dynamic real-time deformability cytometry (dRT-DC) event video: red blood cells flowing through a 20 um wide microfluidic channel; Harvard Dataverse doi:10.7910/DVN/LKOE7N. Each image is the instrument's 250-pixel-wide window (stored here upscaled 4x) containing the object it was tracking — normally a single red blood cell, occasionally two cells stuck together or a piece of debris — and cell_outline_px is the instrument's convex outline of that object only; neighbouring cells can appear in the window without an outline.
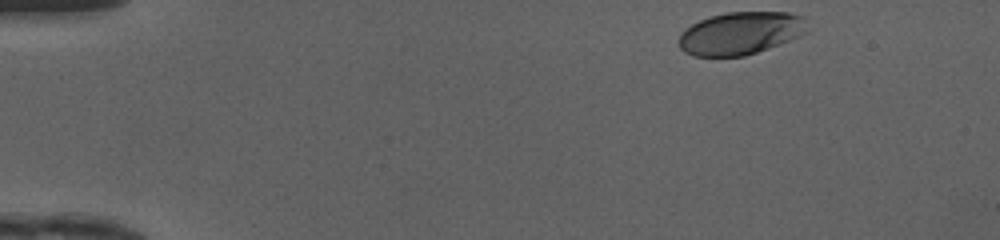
{"species": "human", "species_latin": "Homo sapiens", "temperature_condition": "cold", "stored_images_in_passage": 37, "camera_frame_rate_fps": 3000, "um_per_image_px": 0.085, "donor": {"sex": "female"}, "frame": {"image": 1, "passage_image": 1, "time_ms": 0.0, "image_size_px": [1000, 240], "cell_outline_px": [[808, 32], [800, 36], [768, 48], [744, 56], [692, 56], [684, 52], [680, 48], [676, 40], [680, 32], [684, 28], [700, 20], [712, 16], [728, 12], [788, 12], [804, 16]], "centroid_in_image_um": [62.91, 2.82], "position_along_channel_um": 22.1, "area_um2": 32.19}}
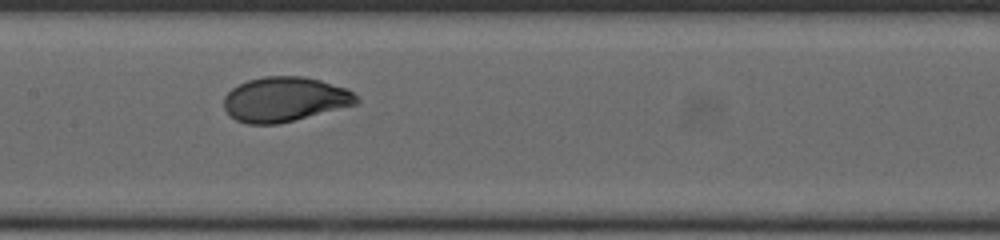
{"frame": {"image": 2, "passage_image": 20, "time_ms": 6.333, "image_size_px": [1000, 240], "cell_outline_px": [[360, 100], [356, 104], [276, 124], [248, 124], [236, 120], [224, 108], [224, 96], [232, 88], [248, 80], [264, 76], [304, 76], [320, 80], [348, 88]], "centroid_in_image_um": [24.2, 8.42], "position_along_channel_um": 183.2, "area_um2": 34.22}}
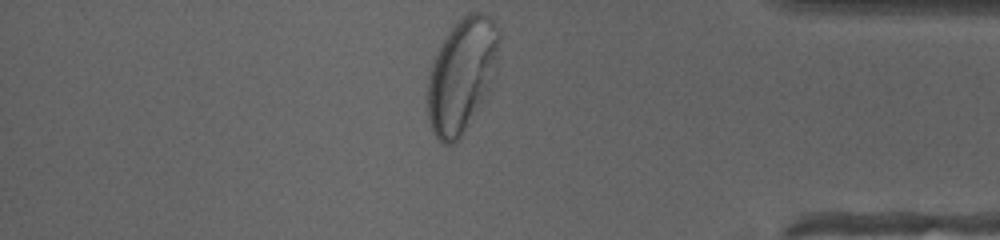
{"frame": {"image": 3, "passage_image": 37, "time_ms": 12.0, "image_size_px": [1000, 240], "cell_outline_px": [[500, 36], [488, 92], [460, 140], [456, 144], [444, 144], [432, 132], [428, 116], [428, 76], [432, 64], [452, 24], [468, 12], [484, 12], [492, 16], [500, 32]], "centroid_in_image_um": [39.24, 6.38], "position_along_channel_um": 396.0, "area_um2": 47.11}, "authors_computed_cell_mechanics": {"area_um2": 34.102, "velocity_mm_per_s": 4.1693, "shape_relaxation_time_tau1_ms": 2.8789, "shape_relaxation_time_tau2_ms": null, "deformation_change_tau1": 0.1705, "deformation_change_tau2": null}}